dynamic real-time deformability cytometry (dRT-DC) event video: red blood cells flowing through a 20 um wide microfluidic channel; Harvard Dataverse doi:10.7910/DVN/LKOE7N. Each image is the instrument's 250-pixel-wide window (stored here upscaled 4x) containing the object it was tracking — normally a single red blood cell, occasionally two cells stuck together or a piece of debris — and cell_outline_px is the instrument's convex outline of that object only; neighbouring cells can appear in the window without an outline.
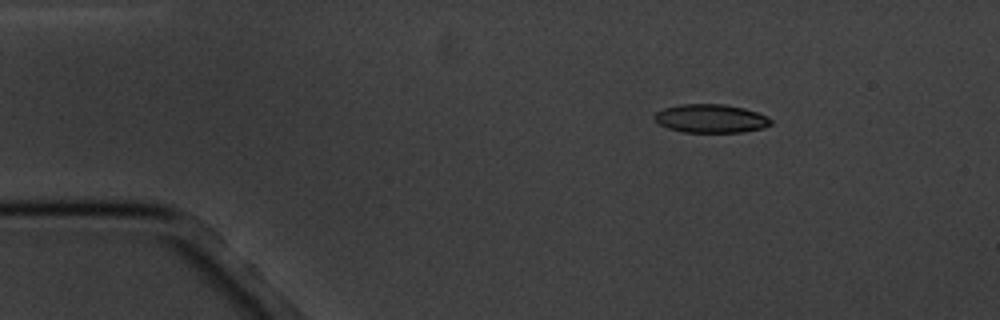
{"species": "common noctule bat (a hibernating species)", "species_latin": "Nyctalus noctula", "temperature_condition": "cold", "stored_images_in_passage": 4, "camera_frame_rate_fps": 3000, "um_per_image_px": 0.085, "animal": {"sex": "male", "body_mass_g": 20.1, "forearm_length_mm": 53.5}, "frame": {"image": 1, "passage_image": 1, "time_ms": 0.0, "image_size_px": [1000, 320], "cell_outline_px": [[772, 124], [764, 128], [740, 132], [684, 132], [668, 128], [652, 120], [652, 116], [656, 112], [664, 108], [680, 104], [724, 104], [744, 108], [768, 116], [772, 120]], "centroid_in_image_um": [60.4, 10.07], "position_along_channel_um": 24.6, "area_um2": 19.48}}
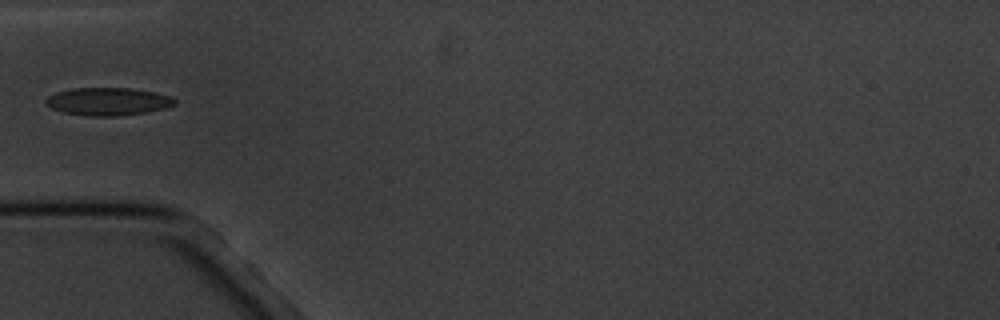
{"frame": {"image": 2, "passage_image": 4, "time_ms": 3.333, "image_size_px": [1000, 320], "cell_outline_px": [[176, 104], [164, 108], [144, 112], [116, 116], [92, 116], [64, 112], [52, 108], [44, 104], [44, 100], [48, 96], [56, 92], [72, 88], [132, 88], [152, 92], [168, 96], [176, 100]], "centroid_in_image_um": [9.12, 8.62], "position_along_channel_um": 75.9, "area_um2": 20.63}}